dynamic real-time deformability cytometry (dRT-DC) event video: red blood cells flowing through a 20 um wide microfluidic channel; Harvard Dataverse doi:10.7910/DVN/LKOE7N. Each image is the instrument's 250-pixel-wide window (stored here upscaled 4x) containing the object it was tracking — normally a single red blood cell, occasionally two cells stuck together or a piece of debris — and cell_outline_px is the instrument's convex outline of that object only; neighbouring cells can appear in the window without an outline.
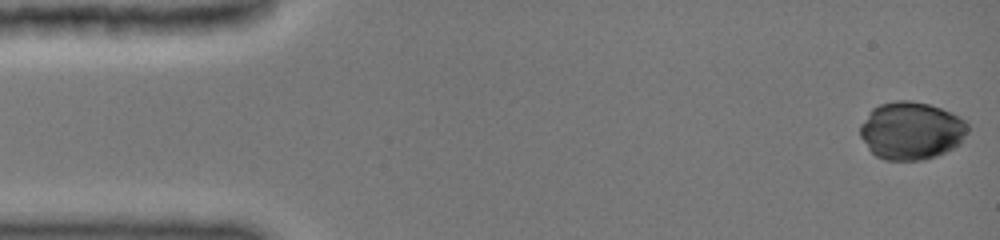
{"species": "common noctule bat (a hibernating species)", "species_latin": "Nyctalus noctula", "temperature_condition": "cold", "stored_images_in_passage": 36, "camera_frame_rate_fps": 3000, "um_per_image_px": 0.085, "animal": {"sex": "female", "body_mass_g": 19.0, "forearm_length_mm": 51.5}, "frame": {"image": 1, "passage_image": 1, "time_ms": 0.0, "image_size_px": [1000, 240], "cell_outline_px": [[968, 132], [960, 144], [936, 156], [924, 160], [884, 160], [876, 156], [868, 148], [860, 136], [860, 124], [872, 108], [880, 104], [896, 100], [908, 100], [928, 104], [952, 112], [964, 120], [968, 124]], "centroid_in_image_um": [77.45, 11.11], "position_along_channel_um": 7.5, "area_um2": 36.36}}